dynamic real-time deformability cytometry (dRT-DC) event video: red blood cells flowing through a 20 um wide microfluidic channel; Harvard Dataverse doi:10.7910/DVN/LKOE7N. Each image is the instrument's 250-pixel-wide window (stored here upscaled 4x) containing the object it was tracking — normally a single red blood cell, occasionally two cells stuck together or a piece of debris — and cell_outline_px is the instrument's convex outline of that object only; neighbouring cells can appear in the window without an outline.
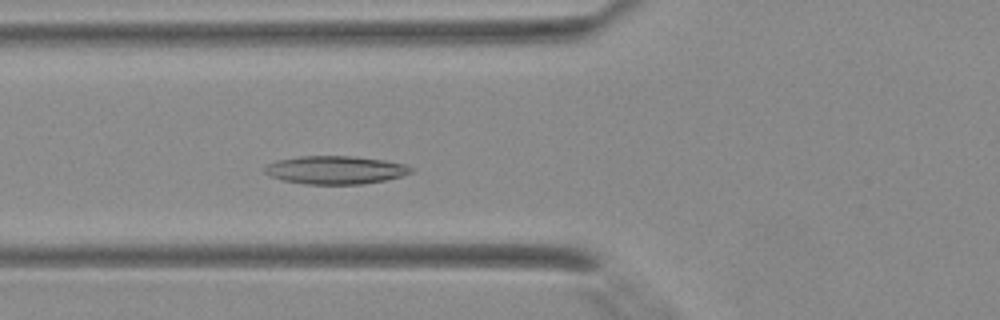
{"species": "Egyptian fruit bat (a non-hibernating species)", "species_latin": "Rousettus aegyptiacus", "temperature_condition": "warm", "stored_images_in_passage": 38, "camera_frame_rate_fps": 3000, "um_per_image_px": 0.085, "animal": {"sex": "female"}, "frame": {"image": 1, "passage_image": 12, "time_ms": 3.667, "image_size_px": [1000, 320], "cell_outline_px": [[412, 172], [400, 176], [384, 180], [364, 184], [304, 184], [280, 180], [264, 172], [264, 168], [268, 164], [276, 160], [300, 156], [352, 156], [384, 160], [404, 164], [412, 168]], "centroid_in_image_um": [28.47, 14.45], "position_along_channel_um": 97.3, "area_um2": 23.93}}
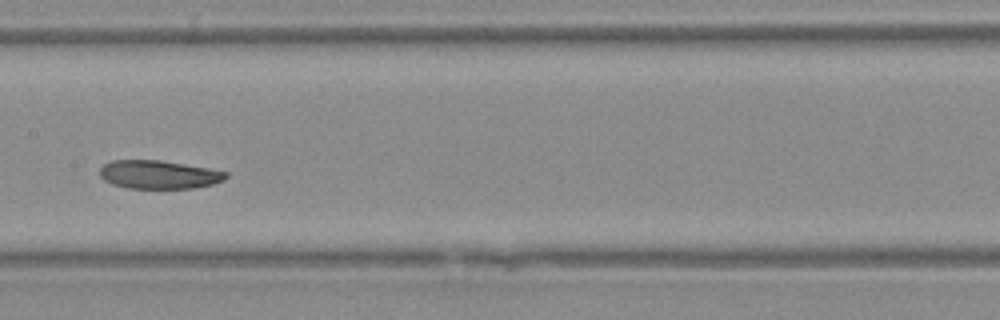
{"frame": {"image": 2, "passage_image": 18, "time_ms": 5.667, "image_size_px": [1000, 320], "cell_outline_px": [[228, 176], [224, 180], [212, 184], [196, 188], [128, 188], [112, 184], [104, 180], [100, 176], [100, 168], [104, 164], [112, 160], [160, 160], [208, 168], [228, 172]], "centroid_in_image_um": [13.5, 14.84], "position_along_channel_um": 193.9, "area_um2": 20.87}}
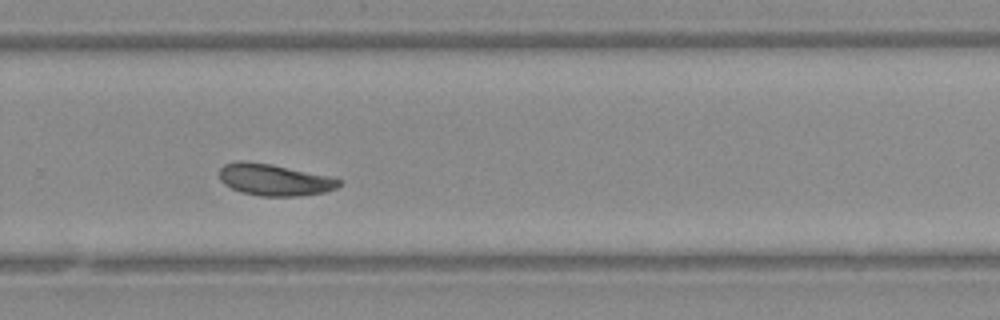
{"frame": {"image": 3, "passage_image": 25, "time_ms": 8.0, "image_size_px": [1000, 320], "cell_outline_px": [[340, 184], [336, 188], [324, 192], [300, 196], [260, 196], [240, 192], [224, 184], [220, 180], [220, 168], [224, 164], [240, 160], [244, 160], [268, 164], [324, 176], [340, 180]], "centroid_in_image_um": [23.23, 15.3], "position_along_channel_um": 306.6, "area_um2": 21.56}}